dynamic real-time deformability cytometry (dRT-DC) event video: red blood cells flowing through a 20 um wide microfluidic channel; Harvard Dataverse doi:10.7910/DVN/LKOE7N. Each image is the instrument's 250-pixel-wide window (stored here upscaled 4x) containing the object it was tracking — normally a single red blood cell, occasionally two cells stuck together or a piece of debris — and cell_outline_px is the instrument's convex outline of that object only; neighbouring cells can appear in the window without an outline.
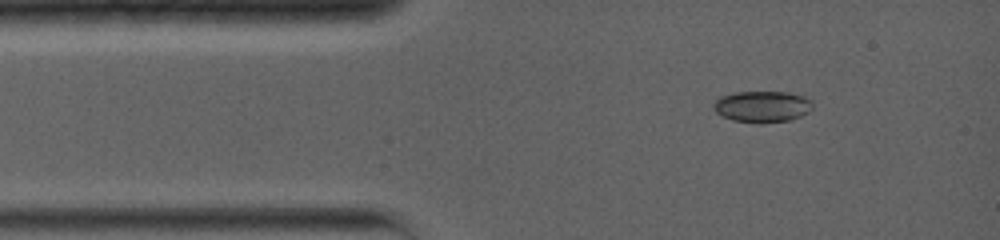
{"species": "common noctule bat (a hibernating species)", "species_latin": "Nyctalus noctula", "temperature_condition": "warm", "stored_images_in_passage": 6, "camera_frame_rate_fps": 5000, "um_per_image_px": 0.085, "animal": {"sex": "female", "body_mass_g": 19.0, "forearm_length_mm": 56.7}, "frame": {"image": 1, "passage_image": 1, "time_ms": 0.0, "image_size_px": [1000, 240], "cell_outline_px": [[812, 108], [808, 112], [792, 120], [760, 124], [732, 120], [720, 116], [716, 112], [712, 104], [716, 96], [732, 92], [788, 92], [804, 96], [812, 100]], "centroid_in_image_um": [64.74, 9.06], "position_along_channel_um": 20.3, "area_um2": 18.61}}
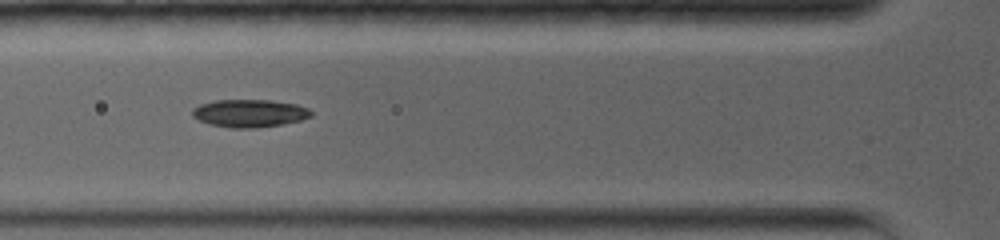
{"frame": {"image": 2, "passage_image": 4, "time_ms": 3.0, "image_size_px": [1000, 240], "cell_outline_px": [[312, 116], [300, 120], [280, 124], [256, 128], [232, 128], [208, 124], [192, 116], [192, 108], [200, 104], [216, 100], [268, 100], [296, 104], [308, 108], [312, 112]], "centroid_in_image_um": [21.18, 9.62], "position_along_channel_um": 104.6, "area_um2": 19.13}}
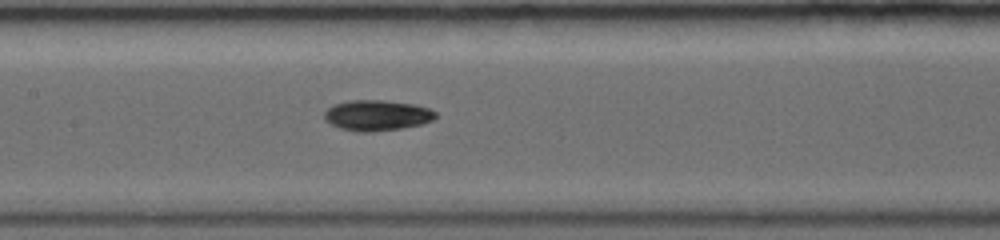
{"frame": {"image": 3, "passage_image": 6, "time_ms": 4.8, "image_size_px": [1000, 240], "cell_outline_px": [[436, 116], [432, 120], [420, 124], [400, 128], [368, 132], [356, 132], [340, 128], [324, 120], [324, 112], [332, 104], [348, 100], [384, 100], [416, 104], [428, 108], [436, 112]], "centroid_in_image_um": [32.0, 9.79], "position_along_channel_um": 175.4, "area_um2": 19.88}}